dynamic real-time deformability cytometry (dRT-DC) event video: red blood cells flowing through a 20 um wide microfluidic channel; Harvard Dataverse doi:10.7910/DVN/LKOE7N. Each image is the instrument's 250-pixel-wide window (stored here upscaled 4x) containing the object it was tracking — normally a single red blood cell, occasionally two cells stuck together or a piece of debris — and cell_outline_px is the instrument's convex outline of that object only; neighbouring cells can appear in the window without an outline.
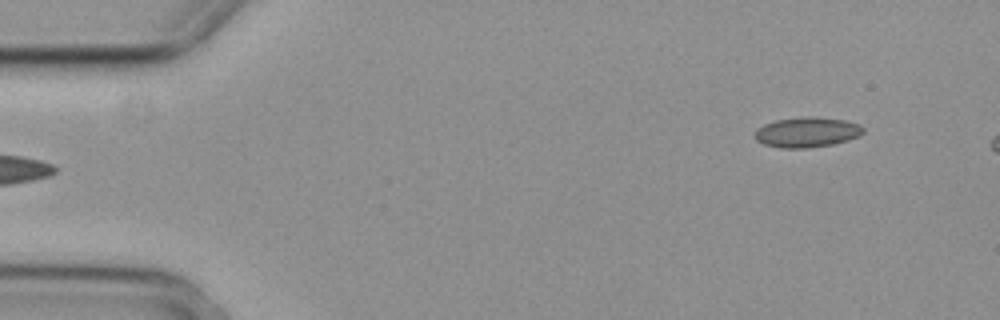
{"species": "common noctule bat (a hibernating species)", "species_latin": "Nyctalus noctula", "temperature_condition": "cold", "stored_images_in_passage": 4, "camera_frame_rate_fps": 3000, "um_per_image_px": 0.085, "animal": {"sex": "female", "body_mass_g": 29.2, "forearm_length_mm": 56.3}, "frame": {"image": 1, "passage_image": 4, "time_ms": 1.0, "image_size_px": [1000, 320], "cell_outline_px": [[864, 132], [860, 136], [848, 140], [832, 144], [808, 148], [780, 148], [764, 144], [756, 140], [756, 128], [764, 124], [776, 120], [804, 116], [812, 116], [844, 120], [860, 124], [864, 128]], "centroid_in_image_um": [68.61, 11.23], "position_along_channel_um": 16.4, "area_um2": 19.13}}